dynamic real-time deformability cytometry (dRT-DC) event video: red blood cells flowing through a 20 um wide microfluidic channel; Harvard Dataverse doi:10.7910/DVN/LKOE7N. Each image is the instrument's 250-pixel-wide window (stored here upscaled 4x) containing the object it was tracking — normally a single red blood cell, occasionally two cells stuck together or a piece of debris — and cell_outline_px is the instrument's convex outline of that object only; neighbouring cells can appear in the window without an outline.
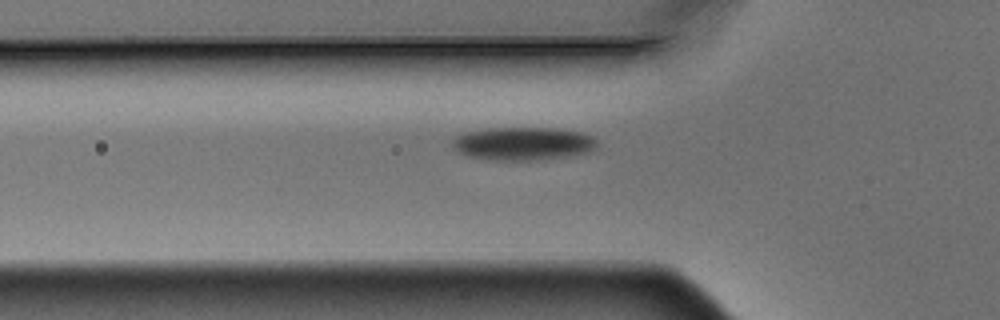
{"species": "Egyptian fruit bat (a non-hibernating species)", "species_latin": "Rousettus aegyptiacus", "temperature_condition": "warm", "stored_images_in_passage": 7, "camera_frame_rate_fps": 3000, "um_per_image_px": 0.085, "animal": {"sex": "male"}, "frame": {"image": 1, "passage_image": 7, "time_ms": 2.0, "image_size_px": [1000, 320], "cell_outline_px": [[596, 148], [588, 152], [568, 156], [544, 160], [496, 160], [468, 156], [452, 148], [452, 144], [456, 136], [464, 132], [488, 128], [548, 128], [580, 132], [596, 140]], "centroid_in_image_um": [44.43, 12.21], "position_along_channel_um": 81.4, "area_um2": 27.74}}